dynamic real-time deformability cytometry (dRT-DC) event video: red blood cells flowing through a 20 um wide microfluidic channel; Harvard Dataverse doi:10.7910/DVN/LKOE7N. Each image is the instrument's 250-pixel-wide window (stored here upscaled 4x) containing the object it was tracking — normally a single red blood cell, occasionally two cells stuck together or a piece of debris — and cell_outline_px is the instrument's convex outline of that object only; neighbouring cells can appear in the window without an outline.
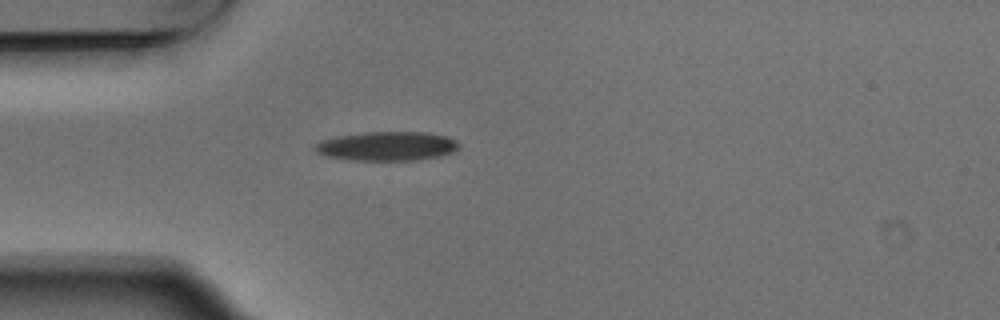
{"species": "Egyptian fruit bat (a non-hibernating species)", "species_latin": "Rousettus aegyptiacus", "temperature_condition": "warm", "stored_images_in_passage": 4, "camera_frame_rate_fps": 3000, "um_per_image_px": 0.085, "animal": {"sex": "male"}, "frame": {"image": 1, "passage_image": 4, "time_ms": 1.0, "image_size_px": [1000, 320], "cell_outline_px": [[460, 148], [456, 152], [440, 156], [416, 160], [348, 160], [324, 156], [316, 152], [312, 148], [320, 140], [336, 136], [364, 132], [428, 132], [448, 136], [456, 140], [460, 144]], "centroid_in_image_um": [32.91, 12.42], "position_along_channel_um": 52.1, "area_um2": 24.91}}